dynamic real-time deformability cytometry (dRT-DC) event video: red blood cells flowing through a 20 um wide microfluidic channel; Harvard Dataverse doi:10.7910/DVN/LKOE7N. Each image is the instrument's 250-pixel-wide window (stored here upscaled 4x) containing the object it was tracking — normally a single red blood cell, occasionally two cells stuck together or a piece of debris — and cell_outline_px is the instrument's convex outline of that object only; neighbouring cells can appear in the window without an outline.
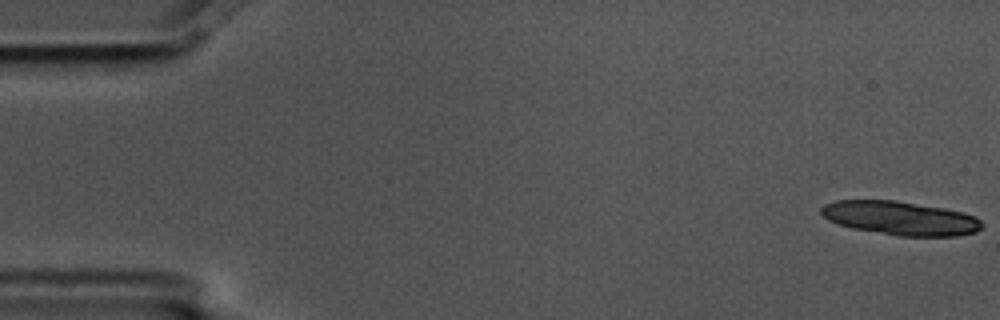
{"species": "common noctule bat (a hibernating species)", "species_latin": "Nyctalus noctula", "temperature_condition": "cold", "stored_images_in_passage": 5, "camera_frame_rate_fps": 3000, "um_per_image_px": 0.085, "animal": {"sex": "male", "body_mass_g": 17.5, "forearm_length_mm": 52.3}, "frame": {"image": 1, "passage_image": 1, "time_ms": 0.0, "image_size_px": [1000, 320], "cell_outline_px": [[984, 224], [976, 232], [956, 236], [896, 236], [852, 228], [836, 224], [828, 220], [820, 212], [820, 208], [824, 204], [836, 200], [896, 200], [944, 208], [964, 212], [976, 216]], "centroid_in_image_um": [76.52, 18.54], "position_along_channel_um": 8.5, "area_um2": 31.96}}